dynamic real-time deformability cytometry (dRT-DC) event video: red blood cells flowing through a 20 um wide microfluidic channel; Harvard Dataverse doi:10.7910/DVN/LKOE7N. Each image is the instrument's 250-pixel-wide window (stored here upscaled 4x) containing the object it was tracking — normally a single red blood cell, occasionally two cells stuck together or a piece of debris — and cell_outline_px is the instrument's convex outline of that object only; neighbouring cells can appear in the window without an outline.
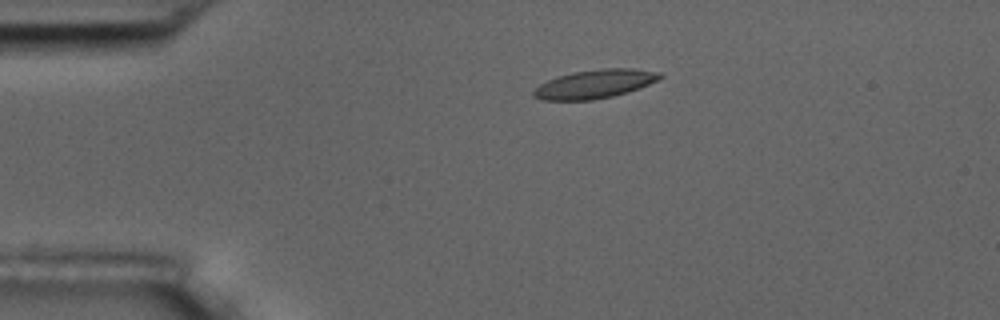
{"species": "common noctule bat (a hibernating species)", "species_latin": "Nyctalus noctula", "temperature_condition": "room temperature", "stored_images_in_passage": 8, "camera_frame_rate_fps": 3000, "um_per_image_px": 0.085, "animal": {"sex": "male", "body_mass_g": 17.5, "forearm_length_mm": 52.3}, "frame": {"image": 1, "passage_image": 1, "time_ms": 0.0, "image_size_px": [1000, 320], "cell_outline_px": [[664, 76], [660, 80], [628, 92], [612, 96], [592, 100], [540, 100], [532, 96], [532, 92], [540, 84], [548, 80], [572, 72], [600, 68], [632, 68], [660, 72]], "centroid_in_image_um": [50.58, 7.13], "position_along_channel_um": 34.4, "area_um2": 21.21}}
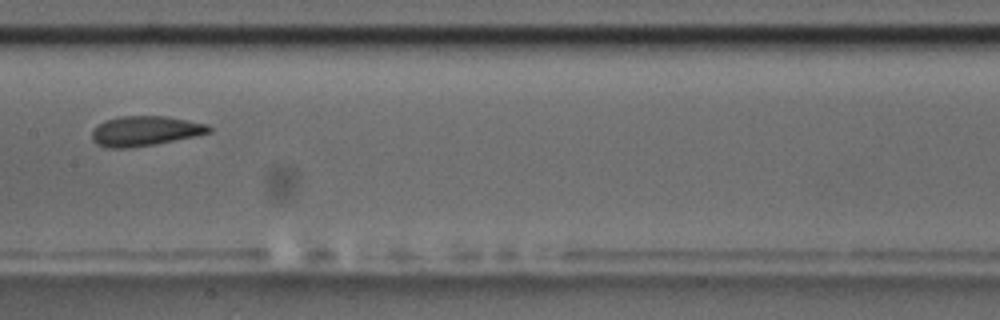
{"frame": {"image": 2, "passage_image": 6, "time_ms": 5.667, "image_size_px": [1000, 320], "cell_outline_px": [[212, 132], [196, 136], [156, 144], [124, 148], [108, 148], [96, 144], [92, 140], [92, 132], [104, 120], [120, 116], [168, 116], [208, 124], [212, 128]], "centroid_in_image_um": [12.36, 11.13], "position_along_channel_um": 195.0, "area_um2": 20.46}}
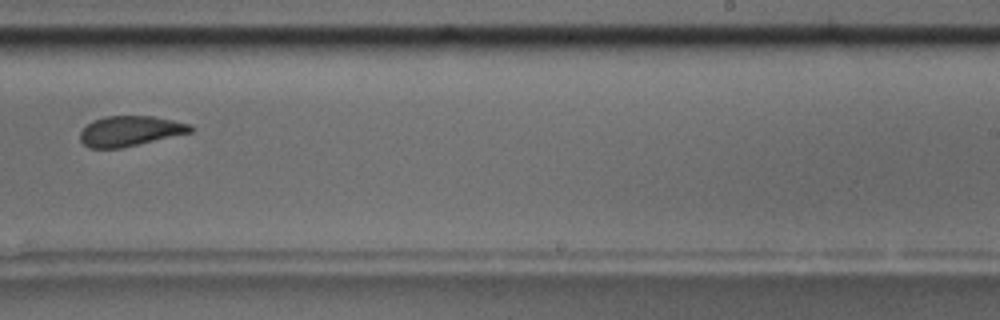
{"frame": {"image": 3, "passage_image": 8, "time_ms": 8.0, "image_size_px": [1000, 320], "cell_outline_px": [[192, 132], [120, 148], [88, 148], [80, 140], [80, 132], [92, 120], [104, 116], [152, 116], [192, 124]], "centroid_in_image_um": [11.04, 11.13], "position_along_channel_um": 278.0, "area_um2": 19.31}}